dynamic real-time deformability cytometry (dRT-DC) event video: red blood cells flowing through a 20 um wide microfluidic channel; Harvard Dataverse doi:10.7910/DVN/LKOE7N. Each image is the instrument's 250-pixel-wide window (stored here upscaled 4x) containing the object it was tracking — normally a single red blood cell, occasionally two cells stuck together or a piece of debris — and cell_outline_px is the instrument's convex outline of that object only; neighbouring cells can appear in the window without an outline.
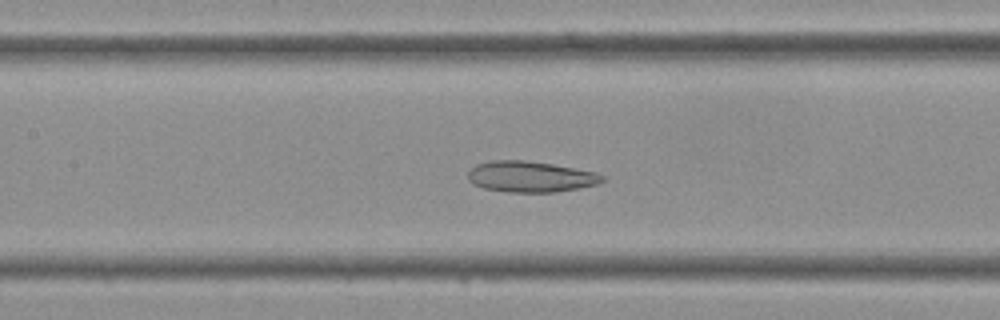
{"species": "Egyptian fruit bat (a non-hibernating species)", "species_latin": "Rousettus aegyptiacus", "temperature_condition": "cold", "stored_images_in_passage": 29, "camera_frame_rate_fps": 3000, "um_per_image_px": 0.085, "frame": {"image": 1, "passage_image": 19, "time_ms": 6.0, "image_size_px": [1000, 320], "cell_outline_px": [[604, 180], [596, 184], [556, 192], [508, 192], [484, 188], [472, 184], [468, 180], [468, 172], [476, 164], [492, 160], [524, 160], [552, 164], [596, 172], [604, 176]], "centroid_in_image_um": [45.05, 15.01], "position_along_channel_um": 162.3, "area_um2": 24.1}}
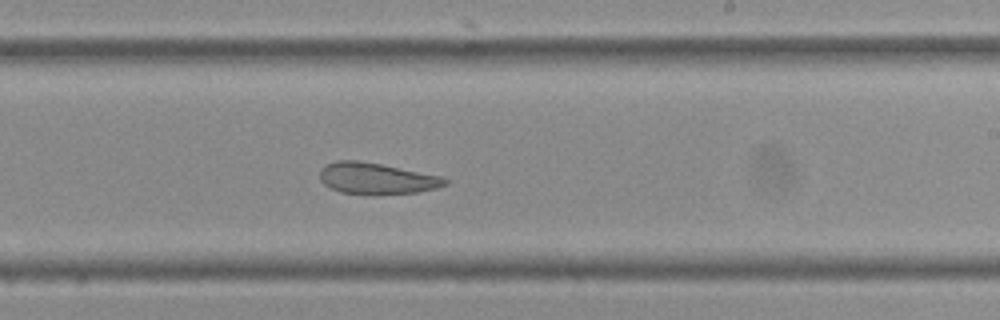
{"frame": {"image": 2, "passage_image": 25, "time_ms": 8.0, "image_size_px": [1000, 320], "cell_outline_px": [[448, 184], [436, 188], [420, 192], [372, 196], [340, 192], [324, 184], [320, 180], [320, 168], [324, 164], [336, 160], [356, 160], [380, 164], [440, 176], [448, 180]], "centroid_in_image_um": [31.97, 15.19], "position_along_channel_um": 257.0, "area_um2": 23.18}}
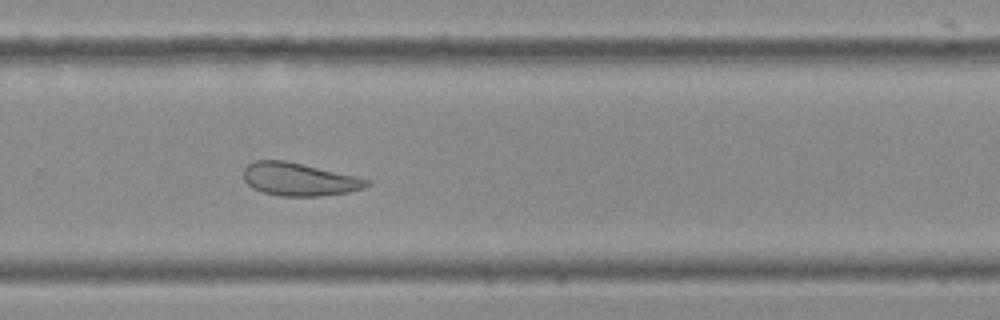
{"frame": {"image": 3, "passage_image": 28, "time_ms": 9.0, "image_size_px": [1000, 320], "cell_outline_px": [[372, 184], [364, 188], [348, 192], [316, 196], [280, 196], [264, 192], [252, 188], [244, 180], [244, 168], [248, 164], [256, 160], [284, 160], [356, 176], [372, 180]], "centroid_in_image_um": [25.44, 15.24], "position_along_channel_um": 304.4, "area_um2": 23.58}}